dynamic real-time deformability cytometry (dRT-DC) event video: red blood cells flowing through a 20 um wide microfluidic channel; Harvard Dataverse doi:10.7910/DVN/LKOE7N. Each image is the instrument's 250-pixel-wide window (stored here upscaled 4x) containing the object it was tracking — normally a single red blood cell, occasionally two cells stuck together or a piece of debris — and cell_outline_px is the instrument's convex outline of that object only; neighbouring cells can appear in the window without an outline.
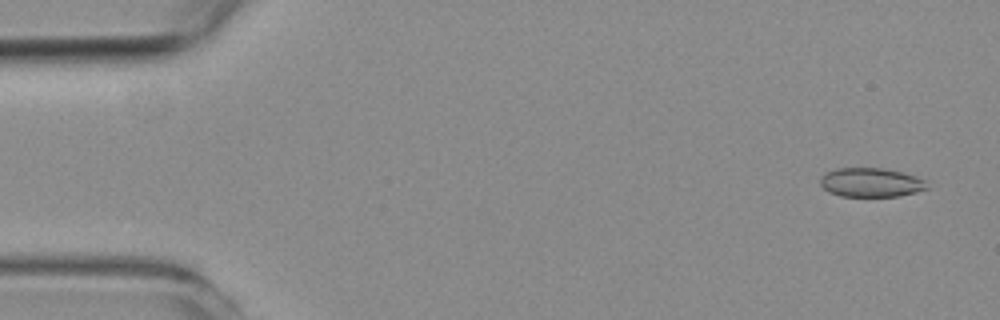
{"species": "common noctule bat (a hibernating species)", "species_latin": "Nyctalus noctula", "temperature_condition": "room temperature", "stored_images_in_passage": 55, "camera_frame_rate_fps": 3000, "um_per_image_px": 0.085, "animal": {"sex": "female", "body_mass_g": 19.3, "forearm_length_mm": 54.1}, "frame": {"image": 1, "passage_image": 3, "time_ms": 0.667, "image_size_px": [1000, 320], "cell_outline_px": [[928, 188], [916, 192], [900, 196], [840, 196], [828, 192], [820, 184], [820, 176], [836, 168], [884, 168], [916, 176], [928, 180]], "centroid_in_image_um": [74.05, 15.51], "position_along_channel_um": 11.0, "area_um2": 18.21}}
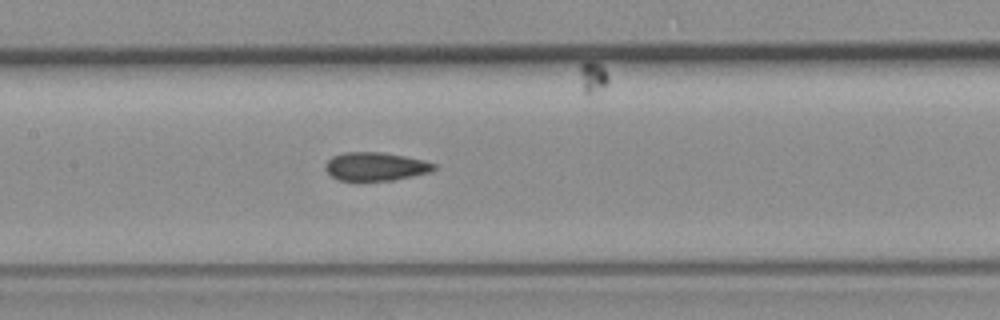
{"frame": {"image": 2, "passage_image": 26, "time_ms": 8.333, "image_size_px": [1000, 320], "cell_outline_px": [[436, 168], [432, 172], [392, 180], [340, 180], [332, 176], [324, 168], [324, 164], [332, 156], [344, 152], [380, 152], [404, 156], [424, 160], [436, 164]], "centroid_in_image_um": [31.93, 14.14], "position_along_channel_um": 175.5, "area_um2": 17.92}}
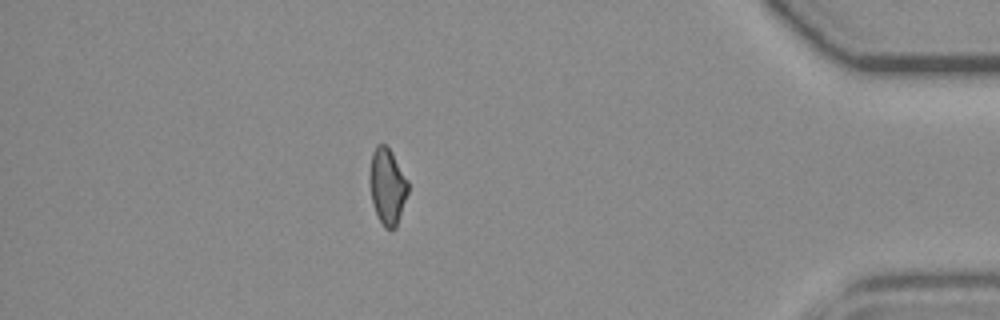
{"frame": {"image": 3, "passage_image": 48, "time_ms": 15.667, "image_size_px": [1000, 320], "cell_outline_px": [[408, 192], [396, 228], [384, 228], [372, 204], [368, 180], [372, 152], [376, 144], [384, 144], [392, 152], [408, 180]], "centroid_in_image_um": [32.9, 15.81], "position_along_channel_um": 402.3, "area_um2": 17.11}, "authors_computed_cell_mechanics": {"area_um2": 18.207, "velocity_mm_per_s": 3.7407, "shape_relaxation_time_tau1_ms": null, "shape_relaxation_time_tau2_ms": 6.7972, "deformation_change_tau1": null, "deformation_change_tau2": 0.0936}}